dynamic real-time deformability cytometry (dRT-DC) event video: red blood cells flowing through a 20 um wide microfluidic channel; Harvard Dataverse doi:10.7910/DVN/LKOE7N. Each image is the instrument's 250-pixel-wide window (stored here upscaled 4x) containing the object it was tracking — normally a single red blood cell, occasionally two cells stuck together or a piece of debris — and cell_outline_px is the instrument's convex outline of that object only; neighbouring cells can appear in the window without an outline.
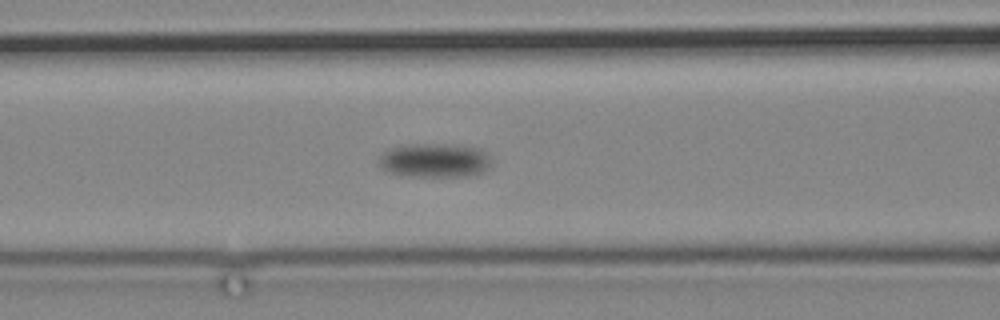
{"species": "common noctule bat (a hibernating species)", "species_latin": "Nyctalus noctula", "temperature_condition": "cold", "stored_images_in_passage": 4, "camera_frame_rate_fps": 3000, "um_per_image_px": 0.085, "animal": {"sex": "male", "body_mass_g": 19.2, "forearm_length_mm": 51.8}, "frame": {"image": 1, "passage_image": 4, "time_ms": 3.333, "image_size_px": [1000, 320], "cell_outline_px": [[488, 164], [480, 172], [468, 176], [412, 176], [388, 172], [380, 164], [380, 156], [384, 152], [392, 148], [408, 144], [460, 144], [480, 148], [488, 156]], "centroid_in_image_um": [36.93, 13.61], "position_along_channel_um": 129.7, "area_um2": 21.91}}